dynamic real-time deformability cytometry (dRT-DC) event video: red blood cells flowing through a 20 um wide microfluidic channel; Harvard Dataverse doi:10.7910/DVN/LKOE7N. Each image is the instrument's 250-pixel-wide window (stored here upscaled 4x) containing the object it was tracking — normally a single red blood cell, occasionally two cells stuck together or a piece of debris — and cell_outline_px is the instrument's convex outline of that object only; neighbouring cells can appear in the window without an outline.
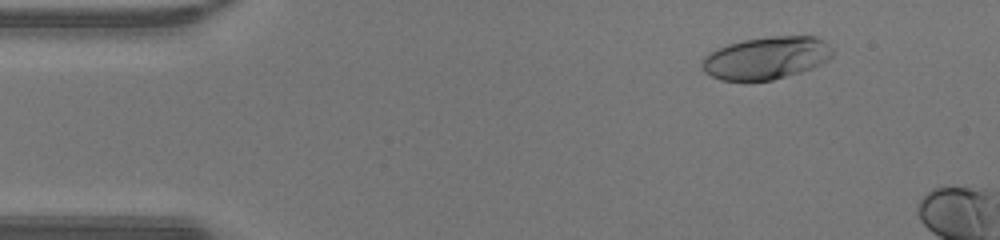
{"species": "human", "species_latin": "Homo sapiens", "temperature_condition": "warm", "stored_images_in_passage": 12, "camera_frame_rate_fps": 3000, "um_per_image_px": 0.085, "donor": {"sex": "male"}, "frame": {"image": 1, "passage_image": 6, "time_ms": 1.667, "image_size_px": [1000, 240], "cell_outline_px": [[832, 56], [828, 60], [812, 68], [800, 72], [772, 80], [748, 84], [720, 80], [704, 72], [700, 68], [704, 60], [712, 52], [728, 44], [744, 40], [772, 36], [816, 36], [824, 40], [832, 48]], "centroid_in_image_um": [65.13, 4.97], "position_along_channel_um": 19.9, "area_um2": 32.77}}